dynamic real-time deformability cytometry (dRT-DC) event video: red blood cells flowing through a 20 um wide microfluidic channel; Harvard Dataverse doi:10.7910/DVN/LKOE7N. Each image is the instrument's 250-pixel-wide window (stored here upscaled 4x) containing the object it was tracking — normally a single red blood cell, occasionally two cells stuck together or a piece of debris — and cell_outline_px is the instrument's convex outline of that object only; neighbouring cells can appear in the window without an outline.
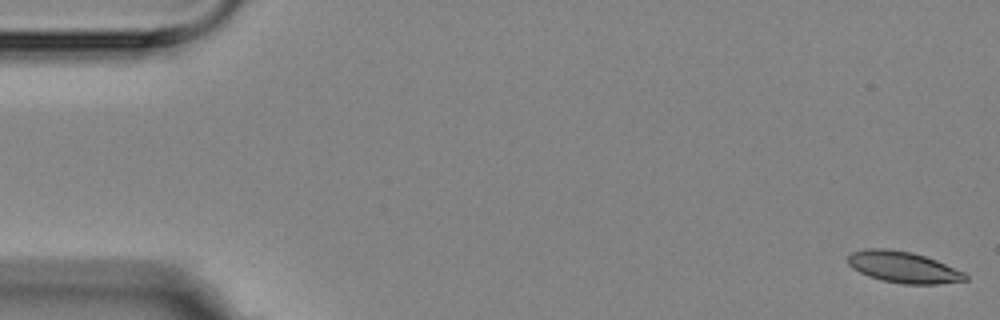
{"species": "Egyptian fruit bat (a non-hibernating species)", "species_latin": "Rousettus aegyptiacus", "temperature_condition": "room temperature", "stored_images_in_passage": 6, "camera_frame_rate_fps": 3000, "um_per_image_px": 0.085, "animal": {"sex": "female"}, "frame": {"image": 1, "passage_image": 1, "time_ms": 0.0, "image_size_px": [1000, 320], "cell_outline_px": [[968, 280], [940, 284], [904, 284], [880, 280], [868, 276], [852, 268], [848, 264], [848, 256], [852, 252], [864, 248], [888, 248], [912, 252], [936, 260], [964, 272], [968, 276]], "centroid_in_image_um": [76.77, 22.71], "position_along_channel_um": 8.2, "area_um2": 21.56}}
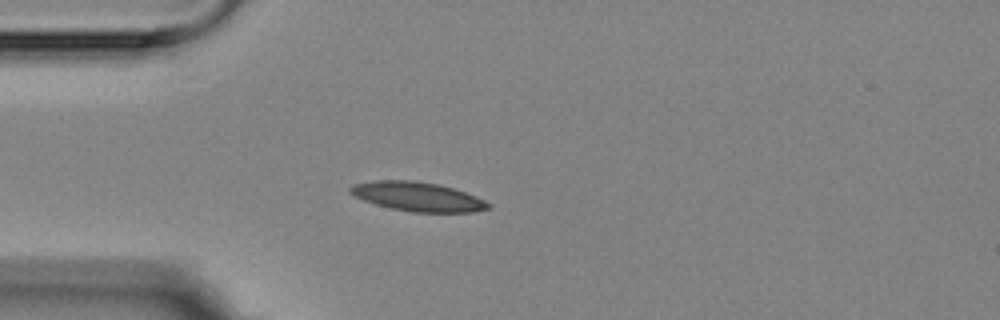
{"frame": {"image": 2, "passage_image": 5, "time_ms": 4.667, "image_size_px": [1000, 320], "cell_outline_px": [[492, 208], [472, 212], [412, 212], [392, 208], [376, 204], [364, 200], [348, 192], [348, 188], [352, 184], [376, 180], [416, 180], [440, 184], [476, 196], [492, 204]], "centroid_in_image_um": [35.51, 16.7], "position_along_channel_um": 49.5, "area_um2": 23.52}}